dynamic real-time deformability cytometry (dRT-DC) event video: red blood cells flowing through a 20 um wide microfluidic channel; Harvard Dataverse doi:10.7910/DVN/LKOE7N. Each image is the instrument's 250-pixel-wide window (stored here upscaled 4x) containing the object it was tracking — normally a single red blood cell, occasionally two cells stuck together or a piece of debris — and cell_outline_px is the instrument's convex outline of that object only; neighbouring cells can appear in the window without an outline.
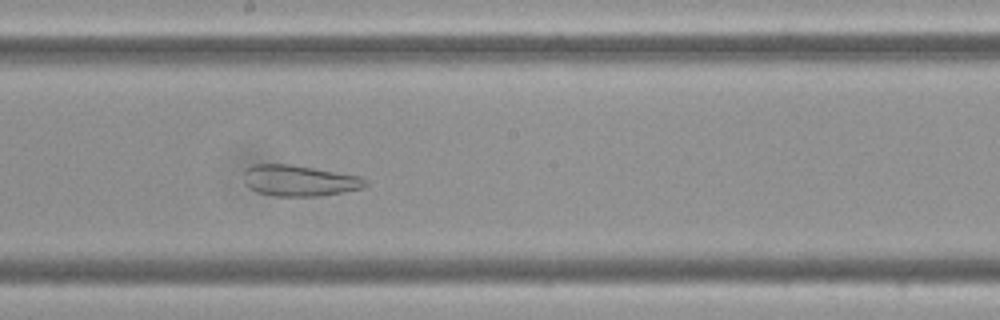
{"species": "Egyptian fruit bat (a non-hibernating species)", "species_latin": "Rousettus aegyptiacus", "temperature_condition": "cold", "stored_images_in_passage": 49, "camera_frame_rate_fps": 3000, "um_per_image_px": 0.085, "frame": {"image": 1, "passage_image": 22, "time_ms": 7.0, "image_size_px": [1000, 320], "cell_outline_px": [[368, 184], [364, 188], [320, 196], [276, 196], [256, 192], [248, 188], [244, 180], [244, 172], [252, 164], [288, 164], [360, 176], [368, 180]], "centroid_in_image_um": [25.44, 15.36], "position_along_channel_um": 222.8, "area_um2": 21.96}}